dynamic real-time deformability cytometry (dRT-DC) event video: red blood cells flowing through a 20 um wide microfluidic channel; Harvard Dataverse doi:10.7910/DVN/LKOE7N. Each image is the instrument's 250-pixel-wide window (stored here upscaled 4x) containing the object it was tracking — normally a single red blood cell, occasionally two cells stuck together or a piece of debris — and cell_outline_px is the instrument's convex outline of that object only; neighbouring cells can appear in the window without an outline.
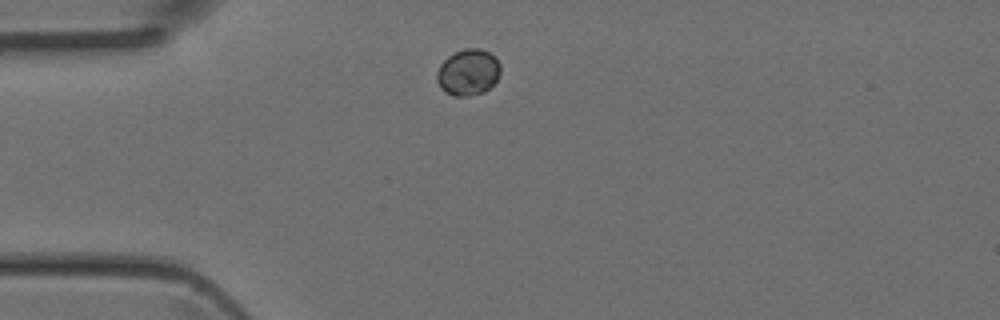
{"species": "Egyptian fruit bat (a non-hibernating species)", "species_latin": "Rousettus aegyptiacus", "temperature_condition": "room temperature", "stored_images_in_passage": 2, "camera_frame_rate_fps": 3000, "um_per_image_px": 0.085, "animal": {"sex": "female"}, "frame": {"image": 1, "passage_image": 1, "time_ms": 0.0, "image_size_px": [1000, 320], "cell_outline_px": [[500, 72], [496, 80], [484, 92], [468, 96], [452, 96], [440, 88], [436, 80], [436, 72], [440, 64], [448, 56], [464, 48], [480, 48], [496, 56], [500, 64]], "centroid_in_image_um": [39.78, 6.14], "position_along_channel_um": 45.2, "area_um2": 17.28}}